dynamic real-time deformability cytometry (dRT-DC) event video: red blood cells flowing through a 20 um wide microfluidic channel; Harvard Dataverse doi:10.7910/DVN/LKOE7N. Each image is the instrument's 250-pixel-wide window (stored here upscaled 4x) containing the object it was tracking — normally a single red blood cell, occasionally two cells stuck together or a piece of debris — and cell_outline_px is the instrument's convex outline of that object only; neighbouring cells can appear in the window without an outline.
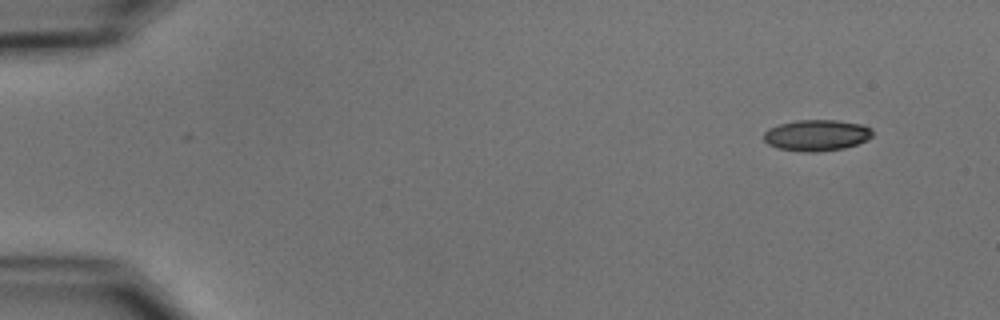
{"species": "common noctule bat (a hibernating species)", "species_latin": "Nyctalus noctula", "temperature_condition": "cold", "stored_images_in_passage": 7, "camera_frame_rate_fps": 3000, "um_per_image_px": 0.085, "animal": {"sex": "male", "body_mass_g": 15.6}, "frame": {"image": 1, "passage_image": 1, "time_ms": 0.0, "image_size_px": [1000, 320], "cell_outline_px": [[872, 136], [868, 140], [844, 148], [816, 152], [804, 152], [776, 148], [768, 144], [764, 140], [764, 132], [768, 128], [780, 124], [796, 120], [836, 120], [864, 124], [872, 128]], "centroid_in_image_um": [69.42, 11.49], "position_along_channel_um": 15.6, "area_um2": 19.94}}
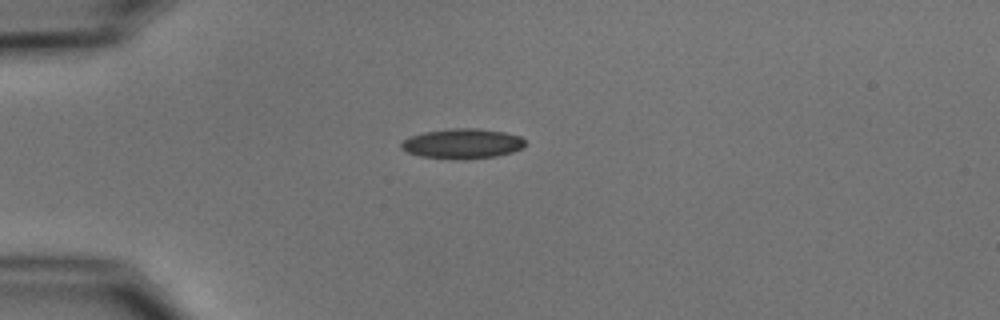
{"frame": {"image": 2, "passage_image": 4, "time_ms": 3.333, "image_size_px": [1000, 320], "cell_outline_px": [[524, 144], [520, 148], [512, 152], [496, 156], [420, 156], [408, 152], [400, 148], [400, 144], [408, 136], [424, 132], [452, 128], [476, 128], [504, 132], [520, 136], [524, 140]], "centroid_in_image_um": [39.27, 12.14], "position_along_channel_um": 45.7, "area_um2": 20.52}}